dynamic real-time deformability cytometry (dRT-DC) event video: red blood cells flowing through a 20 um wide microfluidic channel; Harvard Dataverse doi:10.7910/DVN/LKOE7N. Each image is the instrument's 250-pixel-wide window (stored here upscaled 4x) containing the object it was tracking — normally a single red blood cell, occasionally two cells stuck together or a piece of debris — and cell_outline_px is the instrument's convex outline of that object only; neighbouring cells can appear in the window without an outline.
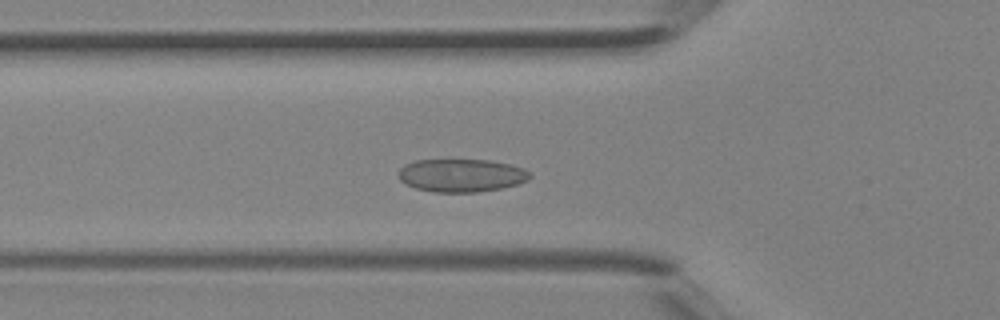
{"species": "Egyptian fruit bat (a non-hibernating species)", "species_latin": "Rousettus aegyptiacus", "temperature_condition": "room temperature", "stored_images_in_passage": 30, "camera_frame_rate_fps": 3000, "um_per_image_px": 0.085, "animal": {"sex": "female"}, "frame": {"image": 1, "passage_image": 6, "time_ms": 1.667, "image_size_px": [1000, 320], "cell_outline_px": [[532, 176], [528, 180], [516, 184], [500, 188], [480, 192], [432, 192], [416, 188], [400, 180], [400, 168], [404, 164], [416, 160], [448, 156], [488, 160], [508, 164], [524, 168], [532, 172]], "centroid_in_image_um": [39.21, 14.85], "position_along_channel_um": 86.6, "area_um2": 26.24}}
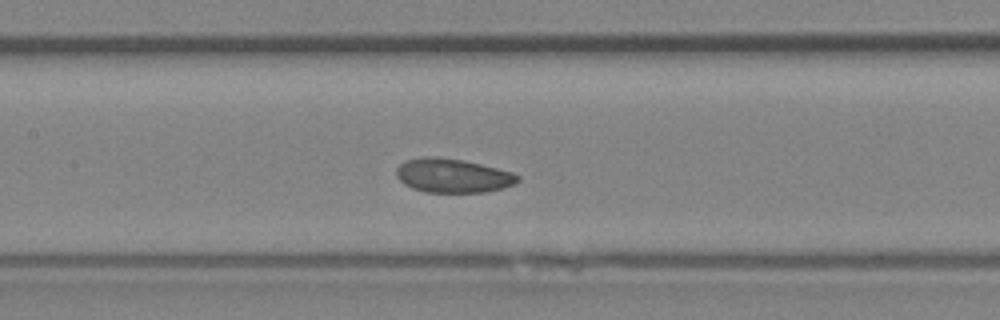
{"frame": {"image": 2, "passage_image": 11, "time_ms": 3.333, "image_size_px": [1000, 320], "cell_outline_px": [[520, 180], [516, 184], [484, 192], [424, 192], [412, 188], [404, 184], [396, 176], [396, 168], [404, 160], [424, 156], [432, 156], [464, 160], [512, 172], [520, 176]], "centroid_in_image_um": [38.46, 14.92], "position_along_channel_um": 168.9, "area_um2": 24.1}}
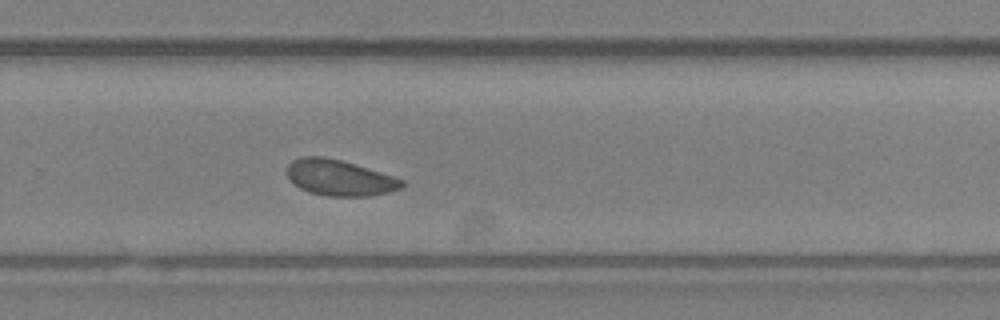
{"frame": {"image": 3, "passage_image": 19, "time_ms": 6.0, "image_size_px": [1000, 320], "cell_outline_px": [[404, 184], [400, 188], [388, 192], [368, 196], [328, 196], [308, 192], [300, 188], [288, 176], [288, 164], [292, 160], [300, 156], [324, 156], [340, 160], [392, 176], [404, 180]], "centroid_in_image_um": [28.83, 15.11], "position_along_channel_um": 301.0, "area_um2": 23.64}}